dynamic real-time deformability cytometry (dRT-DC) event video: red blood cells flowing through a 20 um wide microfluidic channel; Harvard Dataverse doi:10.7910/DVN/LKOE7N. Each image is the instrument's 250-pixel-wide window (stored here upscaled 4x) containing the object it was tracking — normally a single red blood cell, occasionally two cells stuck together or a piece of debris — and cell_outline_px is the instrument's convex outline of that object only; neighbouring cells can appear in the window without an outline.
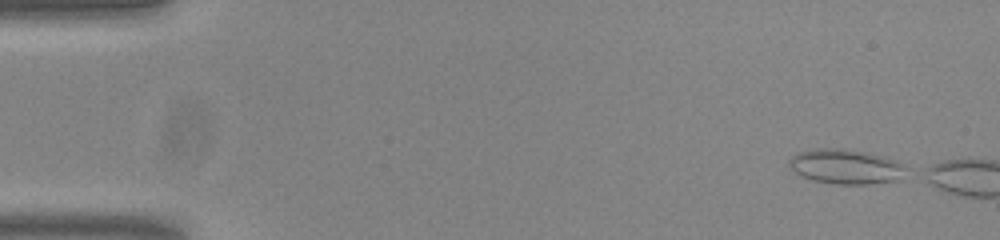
{"species": "common noctule bat (a hibernating species)", "species_latin": "Nyctalus noctula", "temperature_condition": "room temperature", "stored_images_in_passage": 3, "camera_frame_rate_fps": 3000, "um_per_image_px": 0.085, "animal": {"sex": "male", "body_mass_g": 20.0, "forearm_length_mm": 53.3}, "frame": {"image": 1, "passage_image": 1, "time_ms": 0.0, "image_size_px": [1000, 240], "cell_outline_px": [[908, 168], [896, 180], [868, 184], [836, 184], [812, 180], [800, 176], [788, 164], [788, 160], [792, 156], [800, 152], [816, 148], [844, 148], [868, 152], [896, 160]], "centroid_in_image_um": [71.87, 14.15], "position_along_channel_um": 13.1, "area_um2": 23.64}}